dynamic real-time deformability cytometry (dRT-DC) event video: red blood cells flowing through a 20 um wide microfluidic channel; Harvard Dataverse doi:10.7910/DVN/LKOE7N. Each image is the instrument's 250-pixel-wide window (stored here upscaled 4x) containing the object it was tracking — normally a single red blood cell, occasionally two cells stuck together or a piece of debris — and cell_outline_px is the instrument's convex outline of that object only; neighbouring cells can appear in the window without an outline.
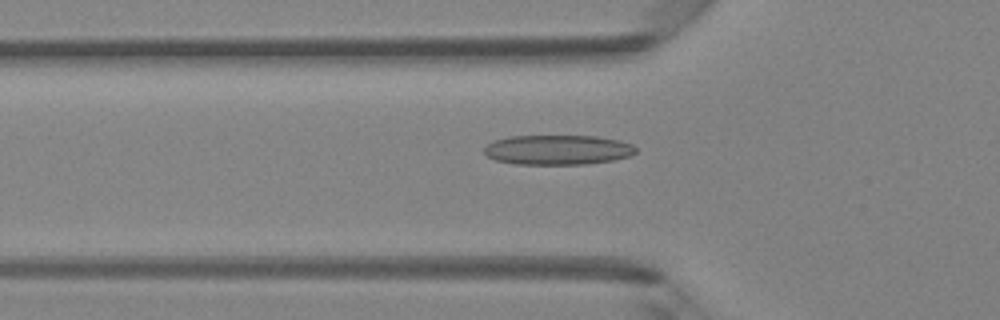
{"species": "Egyptian fruit bat (a non-hibernating species)", "species_latin": "Rousettus aegyptiacus", "temperature_condition": "room temperature", "stored_images_in_passage": 48, "camera_frame_rate_fps": 3000, "um_per_image_px": 0.085, "animal": {"sex": "female"}, "frame": {"image": 1, "passage_image": 16, "time_ms": 5.0, "image_size_px": [1000, 320], "cell_outline_px": [[636, 152], [628, 156], [612, 160], [584, 164], [516, 164], [496, 160], [488, 156], [484, 152], [484, 148], [488, 144], [496, 140], [508, 136], [596, 136], [620, 140], [632, 144], [636, 148]], "centroid_in_image_um": [47.41, 12.73], "position_along_channel_um": 78.4, "area_um2": 26.18}}
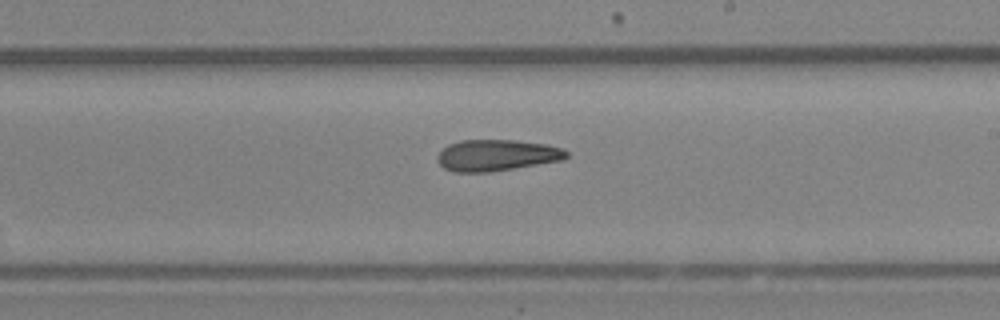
{"frame": {"image": 2, "passage_image": 28, "time_ms": 9.0, "image_size_px": [1000, 320], "cell_outline_px": [[568, 156], [564, 160], [488, 172], [452, 172], [444, 168], [436, 160], [436, 156], [448, 144], [460, 140], [512, 140], [548, 144], [564, 148], [568, 152]], "centroid_in_image_um": [42.23, 13.19], "position_along_channel_um": 246.8, "area_um2": 23.7}}
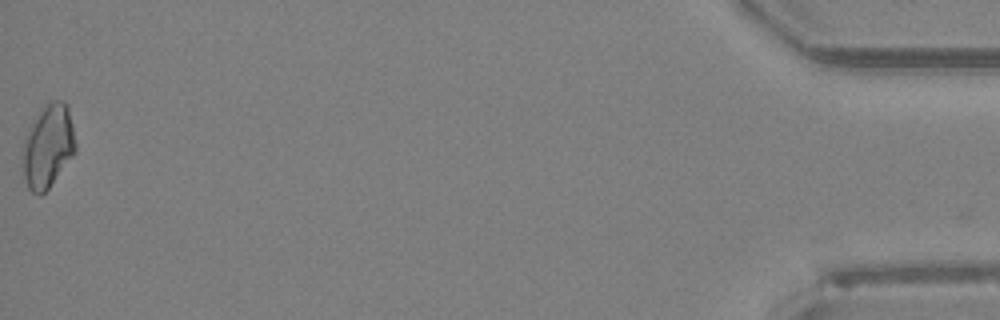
{"frame": {"image": 3, "passage_image": 48, "time_ms": 15.667, "image_size_px": [1000, 320], "cell_outline_px": [[76, 152], [48, 188], [40, 196], [32, 192], [28, 188], [24, 180], [24, 140], [32, 120], [52, 100], [64, 100], [68, 104], [76, 144]], "centroid_in_image_um": [4.11, 12.42], "position_along_channel_um": 431.1, "area_um2": 25.32}, "authors_computed_cell_mechanics": {"area_um2": 24.0159, "velocity_mm_per_s": 4.2162, "shape_relaxation_time_tau1_ms": null, "shape_relaxation_time_tau2_ms": 10.212, "deformation_change_tau1": null, "deformation_change_tau2": 0.246}}